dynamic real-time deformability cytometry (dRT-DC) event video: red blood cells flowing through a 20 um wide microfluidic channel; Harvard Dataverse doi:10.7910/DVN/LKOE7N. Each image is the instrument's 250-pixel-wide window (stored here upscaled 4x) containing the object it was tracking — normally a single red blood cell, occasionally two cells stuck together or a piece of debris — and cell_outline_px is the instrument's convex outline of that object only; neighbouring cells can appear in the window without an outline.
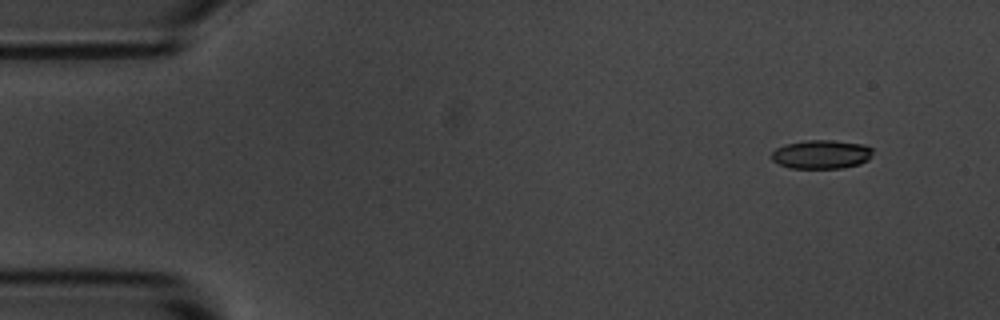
{"species": "common noctule bat (a hibernating species)", "species_latin": "Nyctalus noctula", "temperature_condition": "room temperature", "stored_images_in_passage": 4, "camera_frame_rate_fps": 3000, "um_per_image_px": 0.085, "animal": {"sex": "male", "body_mass_g": 20.1, "forearm_length_mm": 53.5}, "frame": {"image": 1, "passage_image": 1, "time_ms": 0.0, "image_size_px": [1000, 320], "cell_outline_px": [[872, 156], [868, 160], [860, 164], [844, 168], [788, 168], [772, 160], [772, 152], [776, 148], [784, 144], [804, 140], [832, 140], [864, 144], [872, 148]], "centroid_in_image_um": [69.83, 13.12], "position_along_channel_um": 15.2, "area_um2": 17.17}}
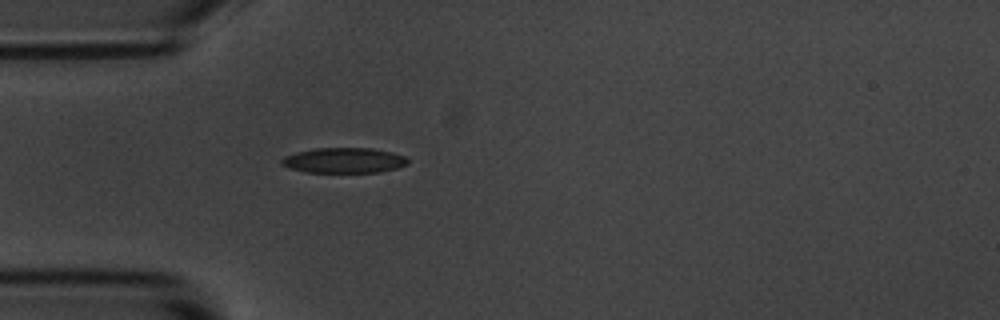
{"frame": {"image": 2, "passage_image": 4, "time_ms": 3.667, "image_size_px": [1000, 320], "cell_outline_px": [[408, 164], [396, 168], [380, 172], [304, 172], [288, 168], [280, 164], [280, 160], [284, 156], [296, 152], [316, 148], [372, 148], [392, 152], [404, 156], [408, 160]], "centroid_in_image_um": [29.2, 13.63], "position_along_channel_um": 55.8, "area_um2": 18.67}}